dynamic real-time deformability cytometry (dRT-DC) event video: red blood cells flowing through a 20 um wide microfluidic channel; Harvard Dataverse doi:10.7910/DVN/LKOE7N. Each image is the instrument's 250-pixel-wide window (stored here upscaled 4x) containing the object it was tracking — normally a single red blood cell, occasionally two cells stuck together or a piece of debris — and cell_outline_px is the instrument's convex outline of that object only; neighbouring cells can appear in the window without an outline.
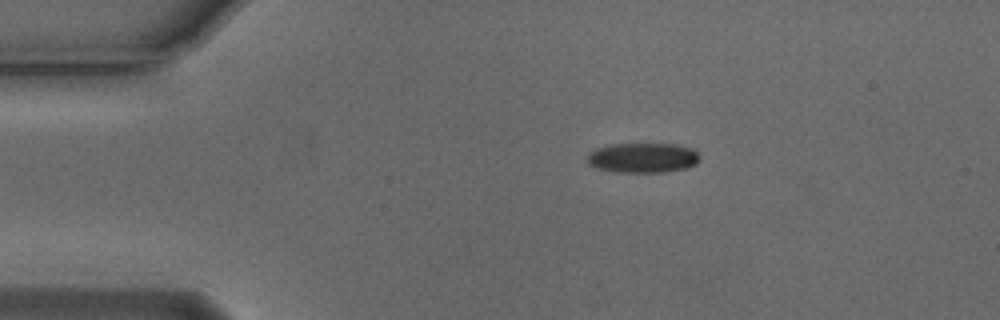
{"species": "Egyptian fruit bat (a non-hibernating species)", "species_latin": "Rousettus aegyptiacus", "temperature_condition": "cold", "stored_images_in_passage": 5, "camera_frame_rate_fps": 3000, "um_per_image_px": 0.085, "animal": {"sex": "male"}, "frame": {"image": 1, "passage_image": 1, "time_ms": 0.0, "image_size_px": [1000, 320], "cell_outline_px": [[700, 160], [696, 164], [688, 168], [664, 172], [616, 172], [596, 168], [588, 164], [588, 156], [596, 148], [616, 144], [676, 144], [692, 148], [700, 156]], "centroid_in_image_um": [54.68, 13.42], "position_along_channel_um": 30.3, "area_um2": 19.59}}
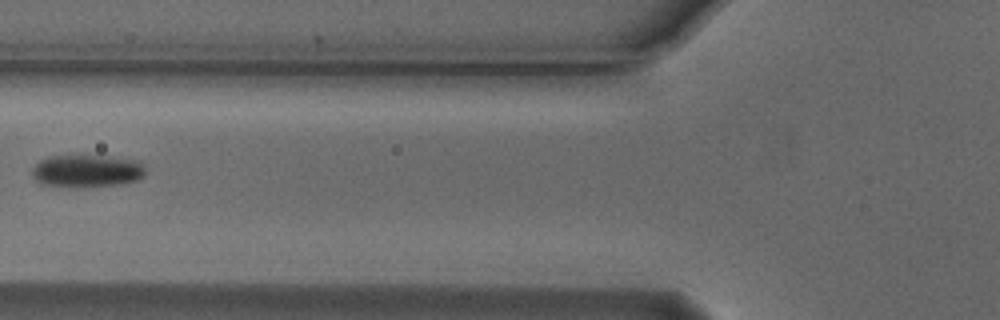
{"frame": {"image": 2, "passage_image": 4, "time_ms": 1.0, "image_size_px": [1000, 320], "cell_outline_px": [[144, 172], [136, 180], [116, 184], [40, 184], [32, 176], [32, 168], [40, 160], [48, 156], [76, 152], [132, 160], [140, 164], [144, 168]], "centroid_in_image_um": [7.27, 14.43], "position_along_channel_um": 118.5, "area_um2": 20.87}}
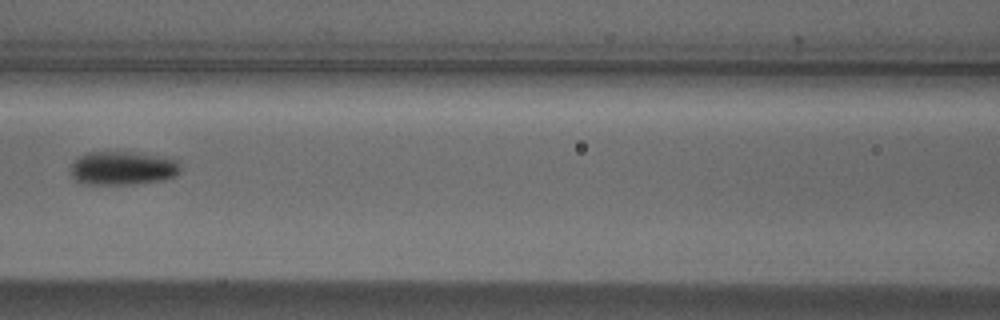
{"frame": {"image": 3, "passage_image": 5, "time_ms": 1.333, "image_size_px": [1000, 320], "cell_outline_px": [[180, 172], [176, 176], [164, 180], [132, 184], [88, 184], [76, 180], [72, 176], [72, 164], [80, 156], [88, 152], [136, 152], [164, 156], [176, 160], [180, 164]], "centroid_in_image_um": [10.49, 14.29], "position_along_channel_um": 156.1, "area_um2": 21.56}}